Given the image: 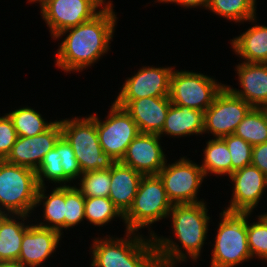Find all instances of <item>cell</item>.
Listing matches in <instances>:
<instances>
[{
    "label": "cell",
    "instance_id": "35",
    "mask_svg": "<svg viewBox=\"0 0 267 267\" xmlns=\"http://www.w3.org/2000/svg\"><path fill=\"white\" fill-rule=\"evenodd\" d=\"M17 138V132L9 115L6 113L0 116V160L7 158Z\"/></svg>",
    "mask_w": 267,
    "mask_h": 267
},
{
    "label": "cell",
    "instance_id": "30",
    "mask_svg": "<svg viewBox=\"0 0 267 267\" xmlns=\"http://www.w3.org/2000/svg\"><path fill=\"white\" fill-rule=\"evenodd\" d=\"M84 214L86 221L98 227L105 226L116 217L122 220L124 217L113 202L106 197H85Z\"/></svg>",
    "mask_w": 267,
    "mask_h": 267
},
{
    "label": "cell",
    "instance_id": "4",
    "mask_svg": "<svg viewBox=\"0 0 267 267\" xmlns=\"http://www.w3.org/2000/svg\"><path fill=\"white\" fill-rule=\"evenodd\" d=\"M62 137L72 146L82 173L110 169L116 162L99 143L96 113L60 120Z\"/></svg>",
    "mask_w": 267,
    "mask_h": 267
},
{
    "label": "cell",
    "instance_id": "37",
    "mask_svg": "<svg viewBox=\"0 0 267 267\" xmlns=\"http://www.w3.org/2000/svg\"><path fill=\"white\" fill-rule=\"evenodd\" d=\"M210 0H156L154 2H160V3H171V4H177L180 5L181 7H185L186 8H197V7H202V9L204 8L205 10H207V6L209 4Z\"/></svg>",
    "mask_w": 267,
    "mask_h": 267
},
{
    "label": "cell",
    "instance_id": "21",
    "mask_svg": "<svg viewBox=\"0 0 267 267\" xmlns=\"http://www.w3.org/2000/svg\"><path fill=\"white\" fill-rule=\"evenodd\" d=\"M143 176L120 161H116L110 168L111 185L108 198L123 216L131 208Z\"/></svg>",
    "mask_w": 267,
    "mask_h": 267
},
{
    "label": "cell",
    "instance_id": "12",
    "mask_svg": "<svg viewBox=\"0 0 267 267\" xmlns=\"http://www.w3.org/2000/svg\"><path fill=\"white\" fill-rule=\"evenodd\" d=\"M252 108L248 102L224 86L213 104L204 112L203 134L211 133L214 138L234 134L239 123Z\"/></svg>",
    "mask_w": 267,
    "mask_h": 267
},
{
    "label": "cell",
    "instance_id": "24",
    "mask_svg": "<svg viewBox=\"0 0 267 267\" xmlns=\"http://www.w3.org/2000/svg\"><path fill=\"white\" fill-rule=\"evenodd\" d=\"M46 187H38L35 208L43 203L44 222L36 225L58 231L63 235L65 216V186H55L51 193H46ZM46 193V194H45ZM48 194V195H47Z\"/></svg>",
    "mask_w": 267,
    "mask_h": 267
},
{
    "label": "cell",
    "instance_id": "15",
    "mask_svg": "<svg viewBox=\"0 0 267 267\" xmlns=\"http://www.w3.org/2000/svg\"><path fill=\"white\" fill-rule=\"evenodd\" d=\"M174 67L142 66L127 77L115 100H135L143 97H169Z\"/></svg>",
    "mask_w": 267,
    "mask_h": 267
},
{
    "label": "cell",
    "instance_id": "18",
    "mask_svg": "<svg viewBox=\"0 0 267 267\" xmlns=\"http://www.w3.org/2000/svg\"><path fill=\"white\" fill-rule=\"evenodd\" d=\"M136 122L140 133L159 135L168 113L169 97H143L135 100H114Z\"/></svg>",
    "mask_w": 267,
    "mask_h": 267
},
{
    "label": "cell",
    "instance_id": "38",
    "mask_svg": "<svg viewBox=\"0 0 267 267\" xmlns=\"http://www.w3.org/2000/svg\"><path fill=\"white\" fill-rule=\"evenodd\" d=\"M0 267H27L19 261L0 262Z\"/></svg>",
    "mask_w": 267,
    "mask_h": 267
},
{
    "label": "cell",
    "instance_id": "25",
    "mask_svg": "<svg viewBox=\"0 0 267 267\" xmlns=\"http://www.w3.org/2000/svg\"><path fill=\"white\" fill-rule=\"evenodd\" d=\"M28 217L30 216L8 214L0 222V262L18 260L24 233L29 226L25 223Z\"/></svg>",
    "mask_w": 267,
    "mask_h": 267
},
{
    "label": "cell",
    "instance_id": "36",
    "mask_svg": "<svg viewBox=\"0 0 267 267\" xmlns=\"http://www.w3.org/2000/svg\"><path fill=\"white\" fill-rule=\"evenodd\" d=\"M251 165L267 176V142L253 146Z\"/></svg>",
    "mask_w": 267,
    "mask_h": 267
},
{
    "label": "cell",
    "instance_id": "28",
    "mask_svg": "<svg viewBox=\"0 0 267 267\" xmlns=\"http://www.w3.org/2000/svg\"><path fill=\"white\" fill-rule=\"evenodd\" d=\"M234 134L252 146L267 142V107H253L239 123Z\"/></svg>",
    "mask_w": 267,
    "mask_h": 267
},
{
    "label": "cell",
    "instance_id": "13",
    "mask_svg": "<svg viewBox=\"0 0 267 267\" xmlns=\"http://www.w3.org/2000/svg\"><path fill=\"white\" fill-rule=\"evenodd\" d=\"M82 171L75 157L72 146L61 137L55 147L43 158L36 170L37 184L46 186V181L56 186H66L67 183L80 178Z\"/></svg>",
    "mask_w": 267,
    "mask_h": 267
},
{
    "label": "cell",
    "instance_id": "29",
    "mask_svg": "<svg viewBox=\"0 0 267 267\" xmlns=\"http://www.w3.org/2000/svg\"><path fill=\"white\" fill-rule=\"evenodd\" d=\"M11 118L18 136L33 137L48 130L55 121H46L42 114L32 107H19L7 113Z\"/></svg>",
    "mask_w": 267,
    "mask_h": 267
},
{
    "label": "cell",
    "instance_id": "23",
    "mask_svg": "<svg viewBox=\"0 0 267 267\" xmlns=\"http://www.w3.org/2000/svg\"><path fill=\"white\" fill-rule=\"evenodd\" d=\"M234 53L247 63H267V26L256 24L230 40Z\"/></svg>",
    "mask_w": 267,
    "mask_h": 267
},
{
    "label": "cell",
    "instance_id": "7",
    "mask_svg": "<svg viewBox=\"0 0 267 267\" xmlns=\"http://www.w3.org/2000/svg\"><path fill=\"white\" fill-rule=\"evenodd\" d=\"M220 217L210 267H236L253 259L247 241V213L223 210Z\"/></svg>",
    "mask_w": 267,
    "mask_h": 267
},
{
    "label": "cell",
    "instance_id": "32",
    "mask_svg": "<svg viewBox=\"0 0 267 267\" xmlns=\"http://www.w3.org/2000/svg\"><path fill=\"white\" fill-rule=\"evenodd\" d=\"M251 213H247V241L252 258L267 262V218L261 214L249 223Z\"/></svg>",
    "mask_w": 267,
    "mask_h": 267
},
{
    "label": "cell",
    "instance_id": "39",
    "mask_svg": "<svg viewBox=\"0 0 267 267\" xmlns=\"http://www.w3.org/2000/svg\"><path fill=\"white\" fill-rule=\"evenodd\" d=\"M46 0H31L29 3H39V6H41Z\"/></svg>",
    "mask_w": 267,
    "mask_h": 267
},
{
    "label": "cell",
    "instance_id": "40",
    "mask_svg": "<svg viewBox=\"0 0 267 267\" xmlns=\"http://www.w3.org/2000/svg\"><path fill=\"white\" fill-rule=\"evenodd\" d=\"M8 214L0 211V222L7 216Z\"/></svg>",
    "mask_w": 267,
    "mask_h": 267
},
{
    "label": "cell",
    "instance_id": "2",
    "mask_svg": "<svg viewBox=\"0 0 267 267\" xmlns=\"http://www.w3.org/2000/svg\"><path fill=\"white\" fill-rule=\"evenodd\" d=\"M206 203L173 205L167 218H171L172 233L180 246L172 237L158 236L156 233L153 239L159 267H176V264L187 262L188 258L197 262L208 236L211 219Z\"/></svg>",
    "mask_w": 267,
    "mask_h": 267
},
{
    "label": "cell",
    "instance_id": "14",
    "mask_svg": "<svg viewBox=\"0 0 267 267\" xmlns=\"http://www.w3.org/2000/svg\"><path fill=\"white\" fill-rule=\"evenodd\" d=\"M229 178L233 184L232 198L224 211L252 214L266 192L267 176L249 165L234 171Z\"/></svg>",
    "mask_w": 267,
    "mask_h": 267
},
{
    "label": "cell",
    "instance_id": "11",
    "mask_svg": "<svg viewBox=\"0 0 267 267\" xmlns=\"http://www.w3.org/2000/svg\"><path fill=\"white\" fill-rule=\"evenodd\" d=\"M106 120H101L96 115V129L102 150L109 154L115 161H120L128 145L140 133L136 122L114 102L110 106Z\"/></svg>",
    "mask_w": 267,
    "mask_h": 267
},
{
    "label": "cell",
    "instance_id": "27",
    "mask_svg": "<svg viewBox=\"0 0 267 267\" xmlns=\"http://www.w3.org/2000/svg\"><path fill=\"white\" fill-rule=\"evenodd\" d=\"M257 0H210L207 9L213 14L219 15L226 20L235 23L257 21Z\"/></svg>",
    "mask_w": 267,
    "mask_h": 267
},
{
    "label": "cell",
    "instance_id": "26",
    "mask_svg": "<svg viewBox=\"0 0 267 267\" xmlns=\"http://www.w3.org/2000/svg\"><path fill=\"white\" fill-rule=\"evenodd\" d=\"M206 147L203 149L202 164L205 177L208 174L215 176L231 175V155L225 141L222 138H212L206 142Z\"/></svg>",
    "mask_w": 267,
    "mask_h": 267
},
{
    "label": "cell",
    "instance_id": "6",
    "mask_svg": "<svg viewBox=\"0 0 267 267\" xmlns=\"http://www.w3.org/2000/svg\"><path fill=\"white\" fill-rule=\"evenodd\" d=\"M36 171L0 160V211L30 216L38 190Z\"/></svg>",
    "mask_w": 267,
    "mask_h": 267
},
{
    "label": "cell",
    "instance_id": "34",
    "mask_svg": "<svg viewBox=\"0 0 267 267\" xmlns=\"http://www.w3.org/2000/svg\"><path fill=\"white\" fill-rule=\"evenodd\" d=\"M222 139L225 141L231 155V174L251 165L252 145L235 134L224 136Z\"/></svg>",
    "mask_w": 267,
    "mask_h": 267
},
{
    "label": "cell",
    "instance_id": "19",
    "mask_svg": "<svg viewBox=\"0 0 267 267\" xmlns=\"http://www.w3.org/2000/svg\"><path fill=\"white\" fill-rule=\"evenodd\" d=\"M62 238L56 230L29 223L17 261L27 267H46L43 264L56 252Z\"/></svg>",
    "mask_w": 267,
    "mask_h": 267
},
{
    "label": "cell",
    "instance_id": "9",
    "mask_svg": "<svg viewBox=\"0 0 267 267\" xmlns=\"http://www.w3.org/2000/svg\"><path fill=\"white\" fill-rule=\"evenodd\" d=\"M157 175L173 205L205 201L199 200L197 193L206 177L201 166L189 158L183 156L172 164H167L166 161L165 166Z\"/></svg>",
    "mask_w": 267,
    "mask_h": 267
},
{
    "label": "cell",
    "instance_id": "20",
    "mask_svg": "<svg viewBox=\"0 0 267 267\" xmlns=\"http://www.w3.org/2000/svg\"><path fill=\"white\" fill-rule=\"evenodd\" d=\"M241 89L225 85L233 94L248 102L252 107H267V63L242 62L236 65Z\"/></svg>",
    "mask_w": 267,
    "mask_h": 267
},
{
    "label": "cell",
    "instance_id": "10",
    "mask_svg": "<svg viewBox=\"0 0 267 267\" xmlns=\"http://www.w3.org/2000/svg\"><path fill=\"white\" fill-rule=\"evenodd\" d=\"M110 1L46 0L40 6V14L50 29L51 37L54 39L63 30L93 19Z\"/></svg>",
    "mask_w": 267,
    "mask_h": 267
},
{
    "label": "cell",
    "instance_id": "33",
    "mask_svg": "<svg viewBox=\"0 0 267 267\" xmlns=\"http://www.w3.org/2000/svg\"><path fill=\"white\" fill-rule=\"evenodd\" d=\"M85 197L74 184L65 186L64 229L73 228L85 219Z\"/></svg>",
    "mask_w": 267,
    "mask_h": 267
},
{
    "label": "cell",
    "instance_id": "17",
    "mask_svg": "<svg viewBox=\"0 0 267 267\" xmlns=\"http://www.w3.org/2000/svg\"><path fill=\"white\" fill-rule=\"evenodd\" d=\"M160 140L157 134L139 133L120 162L143 175H157L167 161Z\"/></svg>",
    "mask_w": 267,
    "mask_h": 267
},
{
    "label": "cell",
    "instance_id": "5",
    "mask_svg": "<svg viewBox=\"0 0 267 267\" xmlns=\"http://www.w3.org/2000/svg\"><path fill=\"white\" fill-rule=\"evenodd\" d=\"M172 207L160 177L144 175L133 204L123 217L125 231L139 232L146 227L151 230L149 236L153 237L156 233L149 227L167 218Z\"/></svg>",
    "mask_w": 267,
    "mask_h": 267
},
{
    "label": "cell",
    "instance_id": "22",
    "mask_svg": "<svg viewBox=\"0 0 267 267\" xmlns=\"http://www.w3.org/2000/svg\"><path fill=\"white\" fill-rule=\"evenodd\" d=\"M204 112L191 109L187 106L174 105L171 103L159 134L160 137L170 136L174 138L187 137L190 135H203Z\"/></svg>",
    "mask_w": 267,
    "mask_h": 267
},
{
    "label": "cell",
    "instance_id": "8",
    "mask_svg": "<svg viewBox=\"0 0 267 267\" xmlns=\"http://www.w3.org/2000/svg\"><path fill=\"white\" fill-rule=\"evenodd\" d=\"M225 85L202 73L175 69L171 75L169 99L174 105L205 112Z\"/></svg>",
    "mask_w": 267,
    "mask_h": 267
},
{
    "label": "cell",
    "instance_id": "1",
    "mask_svg": "<svg viewBox=\"0 0 267 267\" xmlns=\"http://www.w3.org/2000/svg\"><path fill=\"white\" fill-rule=\"evenodd\" d=\"M112 2L93 19L67 28L55 36L54 40L66 36L55 55V65L59 69L70 74L82 72L108 53L118 18Z\"/></svg>",
    "mask_w": 267,
    "mask_h": 267
},
{
    "label": "cell",
    "instance_id": "31",
    "mask_svg": "<svg viewBox=\"0 0 267 267\" xmlns=\"http://www.w3.org/2000/svg\"><path fill=\"white\" fill-rule=\"evenodd\" d=\"M77 187L84 197H109L110 169L82 173Z\"/></svg>",
    "mask_w": 267,
    "mask_h": 267
},
{
    "label": "cell",
    "instance_id": "16",
    "mask_svg": "<svg viewBox=\"0 0 267 267\" xmlns=\"http://www.w3.org/2000/svg\"><path fill=\"white\" fill-rule=\"evenodd\" d=\"M62 137L60 120L45 132L33 137L18 136L7 162L37 170L44 156L51 151Z\"/></svg>",
    "mask_w": 267,
    "mask_h": 267
},
{
    "label": "cell",
    "instance_id": "3",
    "mask_svg": "<svg viewBox=\"0 0 267 267\" xmlns=\"http://www.w3.org/2000/svg\"><path fill=\"white\" fill-rule=\"evenodd\" d=\"M125 237H96L90 267H159L153 237L126 231Z\"/></svg>",
    "mask_w": 267,
    "mask_h": 267
}]
</instances>
